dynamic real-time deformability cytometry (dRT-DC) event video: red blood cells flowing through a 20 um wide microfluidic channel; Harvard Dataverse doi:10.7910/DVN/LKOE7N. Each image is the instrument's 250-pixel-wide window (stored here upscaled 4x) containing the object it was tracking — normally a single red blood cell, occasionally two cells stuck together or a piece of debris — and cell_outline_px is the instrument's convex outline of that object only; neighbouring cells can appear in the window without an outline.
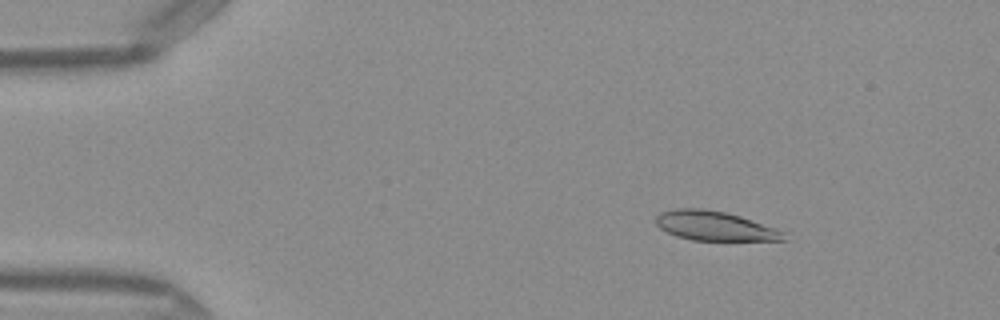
{"species": "Egyptian fruit bat (a non-hibernating species)", "species_latin": "Rousettus aegyptiacus", "temperature_condition": "warm", "stored_images_in_passage": 49, "camera_frame_rate_fps": 3000, "um_per_image_px": 0.085, "frame": {"image": 1, "passage_image": 7, "time_ms": 2.0, "image_size_px": [1000, 320], "cell_outline_px": [[788, 240], [692, 240], [676, 236], [660, 228], [656, 224], [656, 216], [660, 212], [676, 208], [704, 208], [724, 212], [740, 216], [776, 228], [784, 232]], "centroid_in_image_um": [60.74, 19.2], "position_along_channel_um": 24.3, "area_um2": 21.85}}
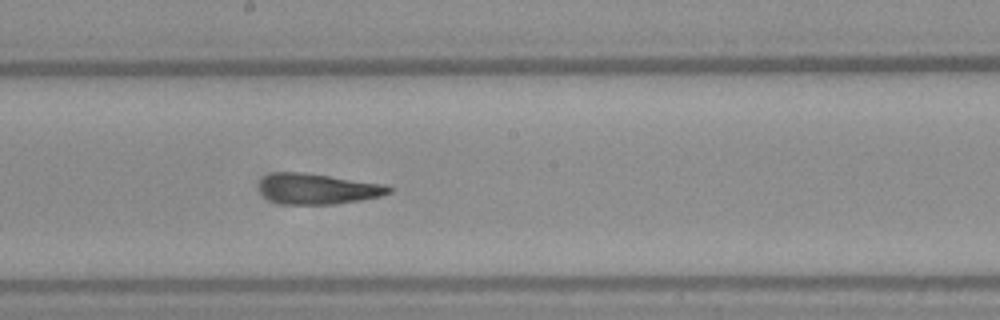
{"frame": {"image": 2, "passage_image": 27, "time_ms": 8.667, "image_size_px": [1000, 320], "cell_outline_px": [[396, 188], [392, 192], [380, 196], [360, 200], [336, 204], [284, 204], [272, 200], [264, 196], [260, 192], [260, 180], [264, 176], [276, 172], [304, 172], [384, 184]], "centroid_in_image_um": [27.04, 16.05], "position_along_channel_um": 221.2, "area_um2": 23.12}}
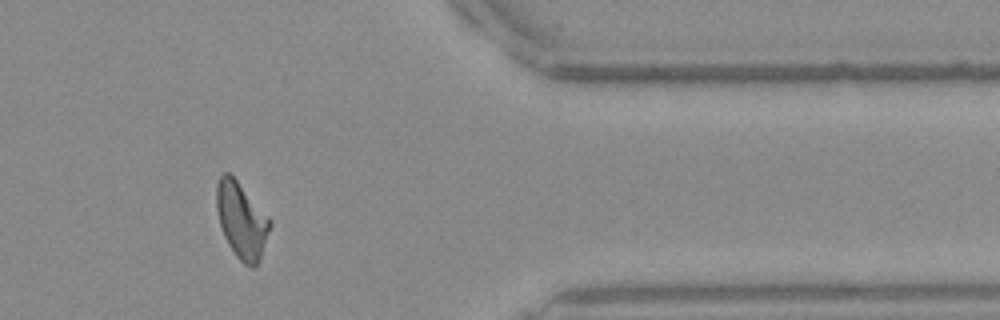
{"frame": {"image": 3, "passage_image": 41, "time_ms": 13.333, "image_size_px": [1000, 320], "cell_outline_px": [[272, 224], [260, 260], [256, 268], [252, 268], [244, 264], [236, 256], [228, 244], [224, 236], [220, 224], [216, 208], [216, 184], [220, 176], [224, 172], [228, 172], [236, 180], [272, 220]], "centroid_in_image_um": [20.54, 18.76], "position_along_channel_um": 390.9, "area_um2": 23.64}, "authors_computed_cell_mechanics": {"area_um2": 22.8888, "velocity_mm_per_s": 4.0963, "shape_relaxation_time_tau1_ms": null, "shape_relaxation_time_tau2_ms": 2.5038, "deformation_change_tau1": null, "deformation_change_tau2": 0.1133}}